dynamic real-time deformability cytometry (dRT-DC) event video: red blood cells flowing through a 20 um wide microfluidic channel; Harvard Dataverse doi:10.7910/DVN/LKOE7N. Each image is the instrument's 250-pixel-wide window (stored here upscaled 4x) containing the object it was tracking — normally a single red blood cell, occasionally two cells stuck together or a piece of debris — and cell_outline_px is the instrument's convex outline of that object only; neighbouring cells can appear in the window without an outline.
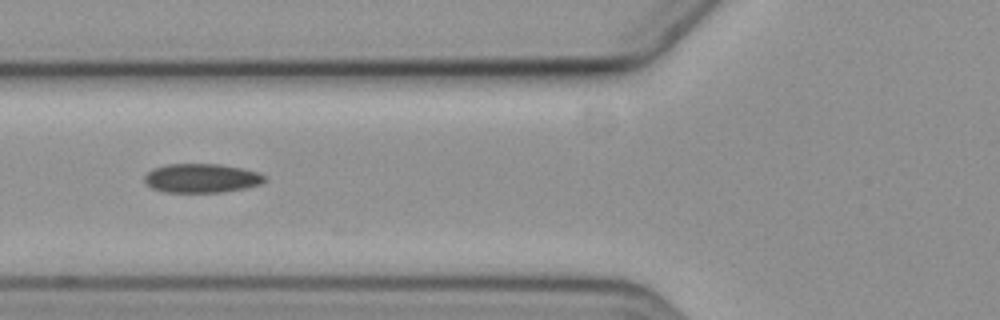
{"species": "common noctule bat (a hibernating species)", "species_latin": "Nyctalus noctula", "temperature_condition": "cold", "stored_images_in_passage": 5, "camera_frame_rate_fps": 3000, "um_per_image_px": 0.085, "animal": {"sex": "female", "body_mass_g": 19.3, "forearm_length_mm": 54.1}, "frame": {"image": 1, "passage_image": 5, "time_ms": 5.0, "image_size_px": [1000, 320], "cell_outline_px": [[264, 180], [260, 184], [244, 188], [224, 192], [164, 192], [152, 188], [144, 180], [144, 176], [152, 168], [168, 164], [220, 164], [260, 172], [264, 176]], "centroid_in_image_um": [17.11, 15.14], "position_along_channel_um": 108.7, "area_um2": 20.23}}